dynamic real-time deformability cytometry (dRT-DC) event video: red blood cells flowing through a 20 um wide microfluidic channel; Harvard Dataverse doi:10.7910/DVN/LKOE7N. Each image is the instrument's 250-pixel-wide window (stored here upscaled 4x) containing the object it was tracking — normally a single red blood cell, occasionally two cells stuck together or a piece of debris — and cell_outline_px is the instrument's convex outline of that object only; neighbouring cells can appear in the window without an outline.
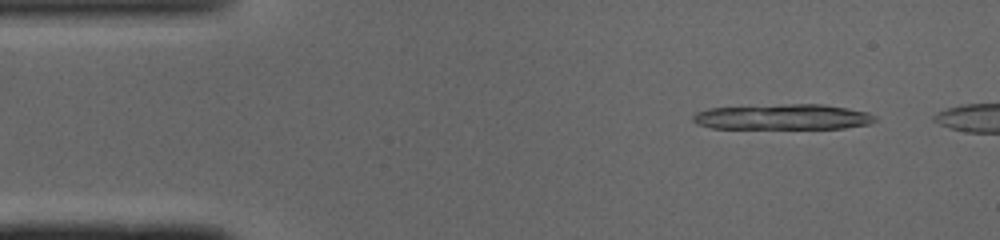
{"species": "common noctule bat (a hibernating species)", "species_latin": "Nyctalus noctula", "temperature_condition": "cold", "stored_images_in_passage": 7, "camera_frame_rate_fps": 3000, "um_per_image_px": 0.085, "animal": {"sex": "male", "body_mass_g": 19.0, "forearm_length_mm": 50.8}, "frame": {"image": 1, "passage_image": 4, "time_ms": 1.0, "image_size_px": [1000, 240], "cell_outline_px": [[876, 120], [868, 124], [844, 128], [712, 128], [696, 124], [692, 120], [692, 116], [696, 112], [708, 108], [784, 104], [824, 104], [848, 108], [868, 112], [876, 116]], "centroid_in_image_um": [66.54, 9.93], "position_along_channel_um": 18.5, "area_um2": 27.11}}